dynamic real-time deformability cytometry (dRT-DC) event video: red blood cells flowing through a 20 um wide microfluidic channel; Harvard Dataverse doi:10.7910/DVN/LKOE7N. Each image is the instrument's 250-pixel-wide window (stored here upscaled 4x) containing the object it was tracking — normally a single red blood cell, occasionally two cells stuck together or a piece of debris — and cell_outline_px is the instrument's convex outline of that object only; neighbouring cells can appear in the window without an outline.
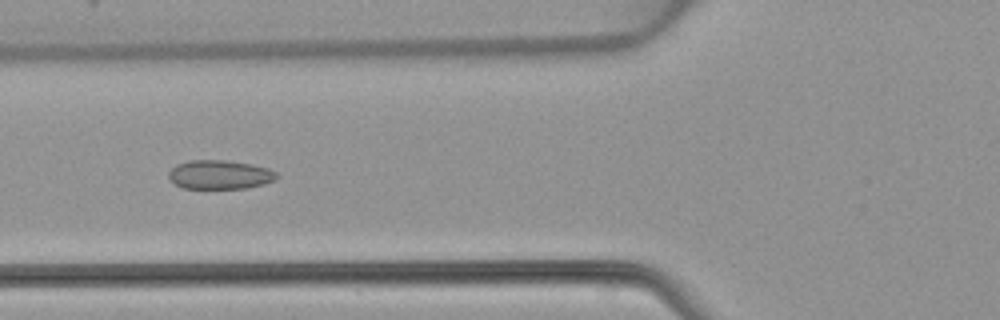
{"species": "common noctule bat (a hibernating species)", "species_latin": "Nyctalus noctula", "temperature_condition": "warm", "stored_images_in_passage": 49, "camera_frame_rate_fps": 3000, "um_per_image_px": 0.085, "animal": {"sex": "female", "body_mass_g": 22.7, "forearm_length_mm": 54.2}, "frame": {"image": 1, "passage_image": 19, "time_ms": 6.0, "image_size_px": [1000, 320], "cell_outline_px": [[280, 176], [276, 180], [264, 184], [244, 188], [184, 188], [168, 180], [168, 172], [176, 164], [188, 160], [228, 160], [252, 164], [268, 168], [276, 172]], "centroid_in_image_um": [18.69, 14.83], "position_along_channel_um": 107.1, "area_um2": 18.44}}
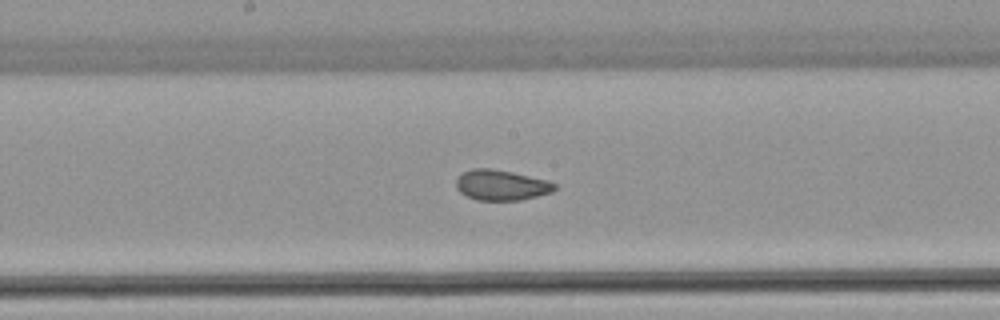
{"frame": {"image": 2, "passage_image": 26, "time_ms": 8.333, "image_size_px": [1000, 320], "cell_outline_px": [[556, 188], [552, 192], [520, 200], [476, 200], [460, 192], [456, 188], [456, 180], [464, 172], [472, 168], [492, 168], [512, 172], [548, 180], [556, 184]], "centroid_in_image_um": [42.61, 15.73], "position_along_channel_um": 205.6, "area_um2": 17.4}}
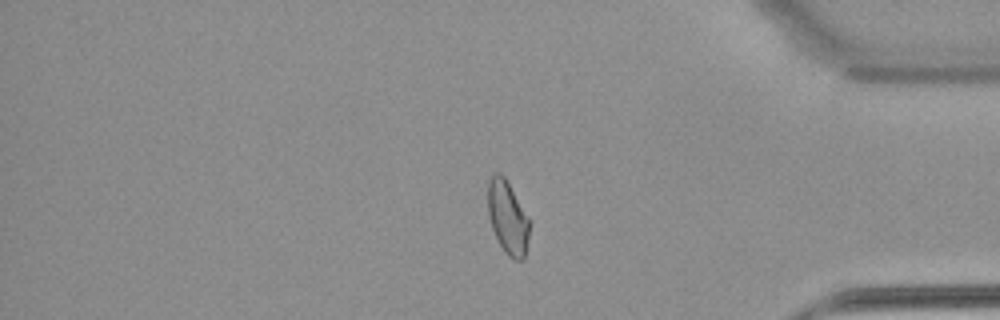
{"frame": {"image": 3, "passage_image": 41, "time_ms": 13.333, "image_size_px": [1000, 320], "cell_outline_px": [[528, 240], [524, 260], [512, 260], [504, 252], [492, 228], [488, 212], [488, 180], [496, 172], [500, 172], [504, 176], [528, 216]], "centroid_in_image_um": [43.14, 18.5], "position_along_channel_um": 392.1, "area_um2": 17.57}}